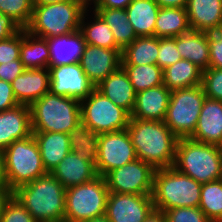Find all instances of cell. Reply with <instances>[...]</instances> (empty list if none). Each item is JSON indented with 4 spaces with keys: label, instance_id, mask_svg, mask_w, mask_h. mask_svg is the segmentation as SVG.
Returning <instances> with one entry per match:
<instances>
[{
    "label": "cell",
    "instance_id": "83f0119b",
    "mask_svg": "<svg viewBox=\"0 0 222 222\" xmlns=\"http://www.w3.org/2000/svg\"><path fill=\"white\" fill-rule=\"evenodd\" d=\"M203 70L187 59L163 69V84L170 90L201 85Z\"/></svg>",
    "mask_w": 222,
    "mask_h": 222
},
{
    "label": "cell",
    "instance_id": "4316f807",
    "mask_svg": "<svg viewBox=\"0 0 222 222\" xmlns=\"http://www.w3.org/2000/svg\"><path fill=\"white\" fill-rule=\"evenodd\" d=\"M160 7L154 0H132L126 7L129 23L137 37L154 36L156 18Z\"/></svg>",
    "mask_w": 222,
    "mask_h": 222
},
{
    "label": "cell",
    "instance_id": "277c9868",
    "mask_svg": "<svg viewBox=\"0 0 222 222\" xmlns=\"http://www.w3.org/2000/svg\"><path fill=\"white\" fill-rule=\"evenodd\" d=\"M173 167L197 182L207 183L222 178V156L218 145L178 139Z\"/></svg>",
    "mask_w": 222,
    "mask_h": 222
},
{
    "label": "cell",
    "instance_id": "6da1fadb",
    "mask_svg": "<svg viewBox=\"0 0 222 222\" xmlns=\"http://www.w3.org/2000/svg\"><path fill=\"white\" fill-rule=\"evenodd\" d=\"M126 129L137 159L147 162L155 170L173 166L179 138L164 121L130 118Z\"/></svg>",
    "mask_w": 222,
    "mask_h": 222
},
{
    "label": "cell",
    "instance_id": "3957f363",
    "mask_svg": "<svg viewBox=\"0 0 222 222\" xmlns=\"http://www.w3.org/2000/svg\"><path fill=\"white\" fill-rule=\"evenodd\" d=\"M88 0H72L34 5L31 22L26 28L34 36L50 39L79 31Z\"/></svg>",
    "mask_w": 222,
    "mask_h": 222
},
{
    "label": "cell",
    "instance_id": "60d3db41",
    "mask_svg": "<svg viewBox=\"0 0 222 222\" xmlns=\"http://www.w3.org/2000/svg\"><path fill=\"white\" fill-rule=\"evenodd\" d=\"M21 30L8 39L0 40V64L20 59Z\"/></svg>",
    "mask_w": 222,
    "mask_h": 222
},
{
    "label": "cell",
    "instance_id": "836d02e7",
    "mask_svg": "<svg viewBox=\"0 0 222 222\" xmlns=\"http://www.w3.org/2000/svg\"><path fill=\"white\" fill-rule=\"evenodd\" d=\"M93 24L83 25L85 12L81 18L79 32L86 44L95 45L108 49H121L115 42L113 33L108 24L96 13Z\"/></svg>",
    "mask_w": 222,
    "mask_h": 222
},
{
    "label": "cell",
    "instance_id": "ac0fdd59",
    "mask_svg": "<svg viewBox=\"0 0 222 222\" xmlns=\"http://www.w3.org/2000/svg\"><path fill=\"white\" fill-rule=\"evenodd\" d=\"M11 85L18 103L30 106L50 91L49 69H25Z\"/></svg>",
    "mask_w": 222,
    "mask_h": 222
},
{
    "label": "cell",
    "instance_id": "e575fe53",
    "mask_svg": "<svg viewBox=\"0 0 222 222\" xmlns=\"http://www.w3.org/2000/svg\"><path fill=\"white\" fill-rule=\"evenodd\" d=\"M198 207L211 222H222V178L202 183Z\"/></svg>",
    "mask_w": 222,
    "mask_h": 222
},
{
    "label": "cell",
    "instance_id": "30bf717a",
    "mask_svg": "<svg viewBox=\"0 0 222 222\" xmlns=\"http://www.w3.org/2000/svg\"><path fill=\"white\" fill-rule=\"evenodd\" d=\"M80 115L81 122L96 134L126 129L130 120L125 109L115 105L96 88L80 101Z\"/></svg>",
    "mask_w": 222,
    "mask_h": 222
},
{
    "label": "cell",
    "instance_id": "5bb4252c",
    "mask_svg": "<svg viewBox=\"0 0 222 222\" xmlns=\"http://www.w3.org/2000/svg\"><path fill=\"white\" fill-rule=\"evenodd\" d=\"M154 209L151 195L109 192L105 215L109 222H144Z\"/></svg>",
    "mask_w": 222,
    "mask_h": 222
},
{
    "label": "cell",
    "instance_id": "b9f144b4",
    "mask_svg": "<svg viewBox=\"0 0 222 222\" xmlns=\"http://www.w3.org/2000/svg\"><path fill=\"white\" fill-rule=\"evenodd\" d=\"M209 53V67L222 69V27L209 33Z\"/></svg>",
    "mask_w": 222,
    "mask_h": 222
},
{
    "label": "cell",
    "instance_id": "8fae6325",
    "mask_svg": "<svg viewBox=\"0 0 222 222\" xmlns=\"http://www.w3.org/2000/svg\"><path fill=\"white\" fill-rule=\"evenodd\" d=\"M155 169L140 159L108 172L104 179L109 192L151 195Z\"/></svg>",
    "mask_w": 222,
    "mask_h": 222
},
{
    "label": "cell",
    "instance_id": "8992f818",
    "mask_svg": "<svg viewBox=\"0 0 222 222\" xmlns=\"http://www.w3.org/2000/svg\"><path fill=\"white\" fill-rule=\"evenodd\" d=\"M32 132L66 133L81 122L80 100L50 91L30 105Z\"/></svg>",
    "mask_w": 222,
    "mask_h": 222
},
{
    "label": "cell",
    "instance_id": "5b68a950",
    "mask_svg": "<svg viewBox=\"0 0 222 222\" xmlns=\"http://www.w3.org/2000/svg\"><path fill=\"white\" fill-rule=\"evenodd\" d=\"M202 183L182 174L173 166L156 169L153 178L152 201L156 210L198 207Z\"/></svg>",
    "mask_w": 222,
    "mask_h": 222
},
{
    "label": "cell",
    "instance_id": "4dcf8cb0",
    "mask_svg": "<svg viewBox=\"0 0 222 222\" xmlns=\"http://www.w3.org/2000/svg\"><path fill=\"white\" fill-rule=\"evenodd\" d=\"M159 38L155 36L137 37L121 53V64L157 65Z\"/></svg>",
    "mask_w": 222,
    "mask_h": 222
},
{
    "label": "cell",
    "instance_id": "d590c367",
    "mask_svg": "<svg viewBox=\"0 0 222 222\" xmlns=\"http://www.w3.org/2000/svg\"><path fill=\"white\" fill-rule=\"evenodd\" d=\"M33 0H0V12L26 29L33 15Z\"/></svg>",
    "mask_w": 222,
    "mask_h": 222
},
{
    "label": "cell",
    "instance_id": "2e32d148",
    "mask_svg": "<svg viewBox=\"0 0 222 222\" xmlns=\"http://www.w3.org/2000/svg\"><path fill=\"white\" fill-rule=\"evenodd\" d=\"M171 91L164 85L136 93V101L130 118L164 121L170 102Z\"/></svg>",
    "mask_w": 222,
    "mask_h": 222
},
{
    "label": "cell",
    "instance_id": "1f68e13d",
    "mask_svg": "<svg viewBox=\"0 0 222 222\" xmlns=\"http://www.w3.org/2000/svg\"><path fill=\"white\" fill-rule=\"evenodd\" d=\"M70 149L77 157L96 165L100 134L90 130L83 122L78 123L68 132Z\"/></svg>",
    "mask_w": 222,
    "mask_h": 222
},
{
    "label": "cell",
    "instance_id": "f35d334b",
    "mask_svg": "<svg viewBox=\"0 0 222 222\" xmlns=\"http://www.w3.org/2000/svg\"><path fill=\"white\" fill-rule=\"evenodd\" d=\"M176 47V37L159 38L157 65L163 70L181 60Z\"/></svg>",
    "mask_w": 222,
    "mask_h": 222
},
{
    "label": "cell",
    "instance_id": "8d00e7d4",
    "mask_svg": "<svg viewBox=\"0 0 222 222\" xmlns=\"http://www.w3.org/2000/svg\"><path fill=\"white\" fill-rule=\"evenodd\" d=\"M201 85L207 98L222 101V69L203 70Z\"/></svg>",
    "mask_w": 222,
    "mask_h": 222
},
{
    "label": "cell",
    "instance_id": "cb8c5ba5",
    "mask_svg": "<svg viewBox=\"0 0 222 222\" xmlns=\"http://www.w3.org/2000/svg\"><path fill=\"white\" fill-rule=\"evenodd\" d=\"M176 47L182 59H187L202 70L209 68V33L193 31L176 37Z\"/></svg>",
    "mask_w": 222,
    "mask_h": 222
},
{
    "label": "cell",
    "instance_id": "7bdbcfd3",
    "mask_svg": "<svg viewBox=\"0 0 222 222\" xmlns=\"http://www.w3.org/2000/svg\"><path fill=\"white\" fill-rule=\"evenodd\" d=\"M25 69L20 59L2 63L0 64V80L12 83Z\"/></svg>",
    "mask_w": 222,
    "mask_h": 222
},
{
    "label": "cell",
    "instance_id": "7c38bea8",
    "mask_svg": "<svg viewBox=\"0 0 222 222\" xmlns=\"http://www.w3.org/2000/svg\"><path fill=\"white\" fill-rule=\"evenodd\" d=\"M136 159L135 148L127 129L100 134L95 165L97 175L104 177L108 172Z\"/></svg>",
    "mask_w": 222,
    "mask_h": 222
},
{
    "label": "cell",
    "instance_id": "d4e9b609",
    "mask_svg": "<svg viewBox=\"0 0 222 222\" xmlns=\"http://www.w3.org/2000/svg\"><path fill=\"white\" fill-rule=\"evenodd\" d=\"M47 40L50 47V66L79 62L86 44L79 31Z\"/></svg>",
    "mask_w": 222,
    "mask_h": 222
},
{
    "label": "cell",
    "instance_id": "74e56055",
    "mask_svg": "<svg viewBox=\"0 0 222 222\" xmlns=\"http://www.w3.org/2000/svg\"><path fill=\"white\" fill-rule=\"evenodd\" d=\"M164 215L167 222H211L199 207L172 208Z\"/></svg>",
    "mask_w": 222,
    "mask_h": 222
},
{
    "label": "cell",
    "instance_id": "f546056e",
    "mask_svg": "<svg viewBox=\"0 0 222 222\" xmlns=\"http://www.w3.org/2000/svg\"><path fill=\"white\" fill-rule=\"evenodd\" d=\"M94 11L108 24L116 44L122 50L137 38L125 9L95 7Z\"/></svg>",
    "mask_w": 222,
    "mask_h": 222
},
{
    "label": "cell",
    "instance_id": "681fc988",
    "mask_svg": "<svg viewBox=\"0 0 222 222\" xmlns=\"http://www.w3.org/2000/svg\"><path fill=\"white\" fill-rule=\"evenodd\" d=\"M144 222H167L163 211L154 209Z\"/></svg>",
    "mask_w": 222,
    "mask_h": 222
},
{
    "label": "cell",
    "instance_id": "f1b7e54d",
    "mask_svg": "<svg viewBox=\"0 0 222 222\" xmlns=\"http://www.w3.org/2000/svg\"><path fill=\"white\" fill-rule=\"evenodd\" d=\"M191 31L186 8H160L156 18L154 36L177 37Z\"/></svg>",
    "mask_w": 222,
    "mask_h": 222
},
{
    "label": "cell",
    "instance_id": "c3c4849f",
    "mask_svg": "<svg viewBox=\"0 0 222 222\" xmlns=\"http://www.w3.org/2000/svg\"><path fill=\"white\" fill-rule=\"evenodd\" d=\"M12 195L13 191L8 187V185H0V218L5 203L11 198Z\"/></svg>",
    "mask_w": 222,
    "mask_h": 222
},
{
    "label": "cell",
    "instance_id": "f5cc1de1",
    "mask_svg": "<svg viewBox=\"0 0 222 222\" xmlns=\"http://www.w3.org/2000/svg\"><path fill=\"white\" fill-rule=\"evenodd\" d=\"M84 222H109L106 215H102L99 217L91 218L90 220L84 221Z\"/></svg>",
    "mask_w": 222,
    "mask_h": 222
},
{
    "label": "cell",
    "instance_id": "4fadbf2b",
    "mask_svg": "<svg viewBox=\"0 0 222 222\" xmlns=\"http://www.w3.org/2000/svg\"><path fill=\"white\" fill-rule=\"evenodd\" d=\"M50 92L78 100L87 98L95 88L88 80L79 62L49 66Z\"/></svg>",
    "mask_w": 222,
    "mask_h": 222
},
{
    "label": "cell",
    "instance_id": "f6af8a7d",
    "mask_svg": "<svg viewBox=\"0 0 222 222\" xmlns=\"http://www.w3.org/2000/svg\"><path fill=\"white\" fill-rule=\"evenodd\" d=\"M21 29L14 20L0 12V40L10 38Z\"/></svg>",
    "mask_w": 222,
    "mask_h": 222
},
{
    "label": "cell",
    "instance_id": "ffe728a7",
    "mask_svg": "<svg viewBox=\"0 0 222 222\" xmlns=\"http://www.w3.org/2000/svg\"><path fill=\"white\" fill-rule=\"evenodd\" d=\"M186 10L193 31L210 33L222 27V0H188Z\"/></svg>",
    "mask_w": 222,
    "mask_h": 222
},
{
    "label": "cell",
    "instance_id": "9c48e42d",
    "mask_svg": "<svg viewBox=\"0 0 222 222\" xmlns=\"http://www.w3.org/2000/svg\"><path fill=\"white\" fill-rule=\"evenodd\" d=\"M205 99L202 85L171 91L164 123L179 139L193 134Z\"/></svg>",
    "mask_w": 222,
    "mask_h": 222
},
{
    "label": "cell",
    "instance_id": "52a82bcc",
    "mask_svg": "<svg viewBox=\"0 0 222 222\" xmlns=\"http://www.w3.org/2000/svg\"><path fill=\"white\" fill-rule=\"evenodd\" d=\"M4 164L7 185L12 191L48 173L33 134L4 150Z\"/></svg>",
    "mask_w": 222,
    "mask_h": 222
},
{
    "label": "cell",
    "instance_id": "7dc6e473",
    "mask_svg": "<svg viewBox=\"0 0 222 222\" xmlns=\"http://www.w3.org/2000/svg\"><path fill=\"white\" fill-rule=\"evenodd\" d=\"M160 8L178 7L186 8L188 0H154Z\"/></svg>",
    "mask_w": 222,
    "mask_h": 222
},
{
    "label": "cell",
    "instance_id": "db71d44e",
    "mask_svg": "<svg viewBox=\"0 0 222 222\" xmlns=\"http://www.w3.org/2000/svg\"><path fill=\"white\" fill-rule=\"evenodd\" d=\"M220 150H221V156H222V143L219 145Z\"/></svg>",
    "mask_w": 222,
    "mask_h": 222
},
{
    "label": "cell",
    "instance_id": "ab89813d",
    "mask_svg": "<svg viewBox=\"0 0 222 222\" xmlns=\"http://www.w3.org/2000/svg\"><path fill=\"white\" fill-rule=\"evenodd\" d=\"M0 222H37L26 208L12 195L5 203Z\"/></svg>",
    "mask_w": 222,
    "mask_h": 222
},
{
    "label": "cell",
    "instance_id": "7402d4cb",
    "mask_svg": "<svg viewBox=\"0 0 222 222\" xmlns=\"http://www.w3.org/2000/svg\"><path fill=\"white\" fill-rule=\"evenodd\" d=\"M67 189L97 177L95 164L85 161L70 151L66 157L50 172Z\"/></svg>",
    "mask_w": 222,
    "mask_h": 222
},
{
    "label": "cell",
    "instance_id": "ee69618b",
    "mask_svg": "<svg viewBox=\"0 0 222 222\" xmlns=\"http://www.w3.org/2000/svg\"><path fill=\"white\" fill-rule=\"evenodd\" d=\"M11 83L0 80V112L12 109L18 106Z\"/></svg>",
    "mask_w": 222,
    "mask_h": 222
},
{
    "label": "cell",
    "instance_id": "e0dca14e",
    "mask_svg": "<svg viewBox=\"0 0 222 222\" xmlns=\"http://www.w3.org/2000/svg\"><path fill=\"white\" fill-rule=\"evenodd\" d=\"M32 134L30 106L19 104L0 112V150Z\"/></svg>",
    "mask_w": 222,
    "mask_h": 222
},
{
    "label": "cell",
    "instance_id": "44dd1931",
    "mask_svg": "<svg viewBox=\"0 0 222 222\" xmlns=\"http://www.w3.org/2000/svg\"><path fill=\"white\" fill-rule=\"evenodd\" d=\"M95 88L131 115L135 106L136 92L122 67L108 75Z\"/></svg>",
    "mask_w": 222,
    "mask_h": 222
},
{
    "label": "cell",
    "instance_id": "bcb514c9",
    "mask_svg": "<svg viewBox=\"0 0 222 222\" xmlns=\"http://www.w3.org/2000/svg\"><path fill=\"white\" fill-rule=\"evenodd\" d=\"M91 1V0H88ZM132 0H93L95 7L126 9Z\"/></svg>",
    "mask_w": 222,
    "mask_h": 222
},
{
    "label": "cell",
    "instance_id": "d6986e66",
    "mask_svg": "<svg viewBox=\"0 0 222 222\" xmlns=\"http://www.w3.org/2000/svg\"><path fill=\"white\" fill-rule=\"evenodd\" d=\"M189 138L218 146L222 143V101L206 97L196 128Z\"/></svg>",
    "mask_w": 222,
    "mask_h": 222
},
{
    "label": "cell",
    "instance_id": "484cf974",
    "mask_svg": "<svg viewBox=\"0 0 222 222\" xmlns=\"http://www.w3.org/2000/svg\"><path fill=\"white\" fill-rule=\"evenodd\" d=\"M20 60L26 69L48 68L50 66L48 40L21 29Z\"/></svg>",
    "mask_w": 222,
    "mask_h": 222
},
{
    "label": "cell",
    "instance_id": "d6a6232c",
    "mask_svg": "<svg viewBox=\"0 0 222 222\" xmlns=\"http://www.w3.org/2000/svg\"><path fill=\"white\" fill-rule=\"evenodd\" d=\"M136 93L163 84V70L156 64H121Z\"/></svg>",
    "mask_w": 222,
    "mask_h": 222
},
{
    "label": "cell",
    "instance_id": "9a60e30c",
    "mask_svg": "<svg viewBox=\"0 0 222 222\" xmlns=\"http://www.w3.org/2000/svg\"><path fill=\"white\" fill-rule=\"evenodd\" d=\"M122 49H108L85 44L79 64L89 82L96 87L108 75L121 67Z\"/></svg>",
    "mask_w": 222,
    "mask_h": 222
},
{
    "label": "cell",
    "instance_id": "ba28073f",
    "mask_svg": "<svg viewBox=\"0 0 222 222\" xmlns=\"http://www.w3.org/2000/svg\"><path fill=\"white\" fill-rule=\"evenodd\" d=\"M109 190L103 176L66 189L64 222H84L106 214Z\"/></svg>",
    "mask_w": 222,
    "mask_h": 222
},
{
    "label": "cell",
    "instance_id": "f907efd6",
    "mask_svg": "<svg viewBox=\"0 0 222 222\" xmlns=\"http://www.w3.org/2000/svg\"><path fill=\"white\" fill-rule=\"evenodd\" d=\"M0 185H7L3 150H0Z\"/></svg>",
    "mask_w": 222,
    "mask_h": 222
},
{
    "label": "cell",
    "instance_id": "603a6c76",
    "mask_svg": "<svg viewBox=\"0 0 222 222\" xmlns=\"http://www.w3.org/2000/svg\"><path fill=\"white\" fill-rule=\"evenodd\" d=\"M47 172H51L71 151L69 136L61 132H32Z\"/></svg>",
    "mask_w": 222,
    "mask_h": 222
},
{
    "label": "cell",
    "instance_id": "816d5d0a",
    "mask_svg": "<svg viewBox=\"0 0 222 222\" xmlns=\"http://www.w3.org/2000/svg\"><path fill=\"white\" fill-rule=\"evenodd\" d=\"M64 1H72V0H33V4L43 5V4H52L56 2H64Z\"/></svg>",
    "mask_w": 222,
    "mask_h": 222
},
{
    "label": "cell",
    "instance_id": "7a4b0ae2",
    "mask_svg": "<svg viewBox=\"0 0 222 222\" xmlns=\"http://www.w3.org/2000/svg\"><path fill=\"white\" fill-rule=\"evenodd\" d=\"M13 196L37 222H64L66 188L51 173L19 186Z\"/></svg>",
    "mask_w": 222,
    "mask_h": 222
}]
</instances>
